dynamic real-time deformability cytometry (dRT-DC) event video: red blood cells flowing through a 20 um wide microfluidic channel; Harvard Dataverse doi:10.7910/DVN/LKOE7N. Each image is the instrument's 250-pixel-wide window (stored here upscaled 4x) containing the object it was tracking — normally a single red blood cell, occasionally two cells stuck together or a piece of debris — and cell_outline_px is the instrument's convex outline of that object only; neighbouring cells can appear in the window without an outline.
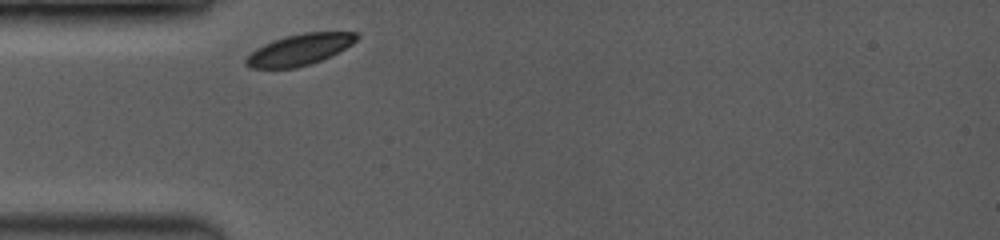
{"species": "common noctule bat (a hibernating species)", "species_latin": "Nyctalus noctula", "temperature_condition": "room temperature", "stored_images_in_passage": 33, "camera_frame_rate_fps": 3500, "um_per_image_px": 0.085, "animal": {"sex": "female", "body_mass_g": 19.0, "forearm_length_mm": 53.3}, "frame": {"image": 1, "passage_image": 1, "time_ms": 0.0, "image_size_px": [1000, 240], "cell_outline_px": [[360, 36], [352, 44], [320, 60], [296, 68], [252, 68], [244, 64], [244, 60], [256, 48], [264, 44], [284, 36], [304, 32], [360, 32]], "centroid_in_image_um": [25.45, 4.2], "position_along_channel_um": 59.6, "area_um2": 19.88}}
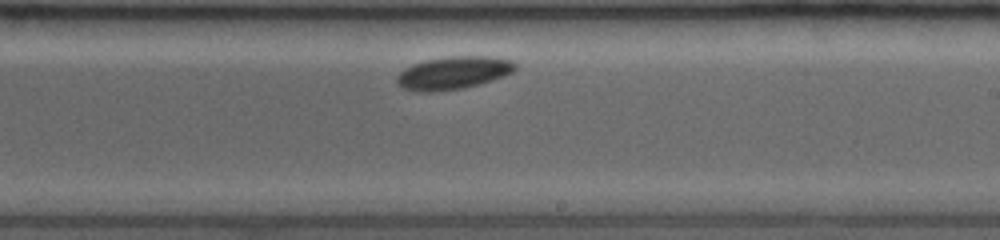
{"frame": {"image": 2, "passage_image": 19, "time_ms": 5.143, "image_size_px": [1000, 240], "cell_outline_px": [[520, 64], [512, 72], [504, 76], [492, 80], [464, 88], [440, 92], [420, 92], [400, 88], [396, 84], [396, 76], [400, 72], [412, 64], [428, 60], [448, 56], [492, 56], [512, 60]], "centroid_in_image_um": [38.54, 6.2], "position_along_channel_um": 250.5, "area_um2": 23.0}}
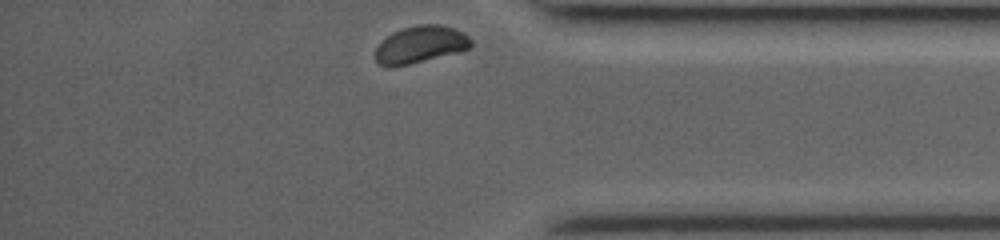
{"frame": {"image": 3, "passage_image": 33, "time_ms": 9.143, "image_size_px": [1000, 240], "cell_outline_px": [[472, 48], [392, 68], [384, 68], [376, 60], [376, 48], [392, 32], [416, 24], [440, 24], [456, 28], [464, 32], [472, 40]], "centroid_in_image_um": [35.76, 3.78], "position_along_channel_um": 399.4, "area_um2": 20.69}}